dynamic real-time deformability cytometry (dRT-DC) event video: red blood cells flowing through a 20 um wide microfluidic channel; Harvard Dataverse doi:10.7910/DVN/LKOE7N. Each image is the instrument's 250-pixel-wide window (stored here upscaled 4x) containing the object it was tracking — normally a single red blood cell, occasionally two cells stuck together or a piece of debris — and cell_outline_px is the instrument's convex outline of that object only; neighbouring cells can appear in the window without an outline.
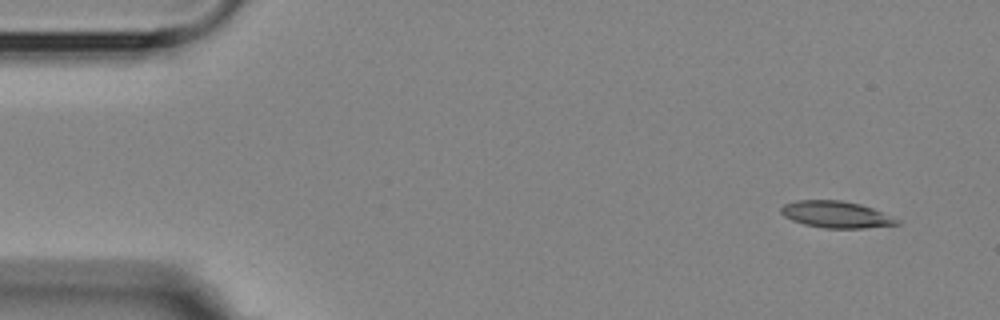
{"species": "Egyptian fruit bat (a non-hibernating species)", "species_latin": "Rousettus aegyptiacus", "temperature_condition": "room temperature", "stored_images_in_passage": 8, "camera_frame_rate_fps": 3000, "um_per_image_px": 0.085, "animal": {"sex": "female"}, "frame": {"image": 1, "passage_image": 1, "time_ms": 0.0, "image_size_px": [1000, 320], "cell_outline_px": [[900, 224], [864, 228], [824, 228], [804, 224], [792, 220], [784, 216], [780, 212], [780, 208], [784, 204], [796, 200], [840, 200], [860, 204], [872, 208], [900, 220]], "centroid_in_image_um": [71.04, 18.23], "position_along_channel_um": 14.0, "area_um2": 17.98}}
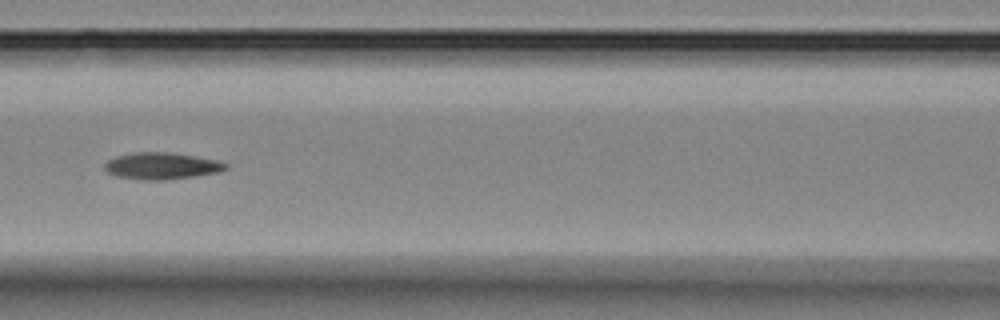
{"frame": {"image": 2, "passage_image": 7, "time_ms": 6.667, "image_size_px": [1000, 320], "cell_outline_px": [[228, 168], [216, 172], [192, 176], [164, 180], [144, 180], [116, 176], [108, 172], [104, 168], [104, 164], [108, 160], [116, 156], [132, 152], [172, 152], [196, 156], [216, 160], [228, 164]], "centroid_in_image_um": [13.71, 14.09], "position_along_channel_um": 152.9, "area_um2": 18.79}}
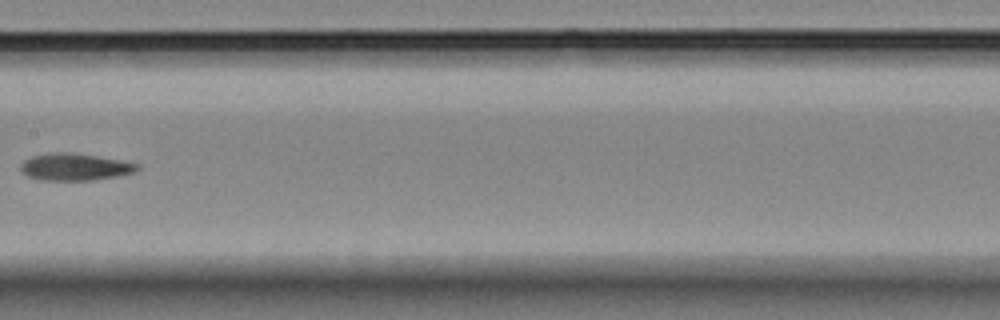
{"frame": {"image": 3, "passage_image": 8, "time_ms": 8.0, "image_size_px": [1000, 320], "cell_outline_px": [[140, 168], [132, 172], [116, 176], [92, 180], [48, 180], [28, 176], [20, 172], [20, 164], [24, 160], [32, 156], [48, 152], [72, 152], [120, 160], [140, 164]], "centroid_in_image_um": [6.33, 14.17], "position_along_channel_um": 201.1, "area_um2": 18.32}}